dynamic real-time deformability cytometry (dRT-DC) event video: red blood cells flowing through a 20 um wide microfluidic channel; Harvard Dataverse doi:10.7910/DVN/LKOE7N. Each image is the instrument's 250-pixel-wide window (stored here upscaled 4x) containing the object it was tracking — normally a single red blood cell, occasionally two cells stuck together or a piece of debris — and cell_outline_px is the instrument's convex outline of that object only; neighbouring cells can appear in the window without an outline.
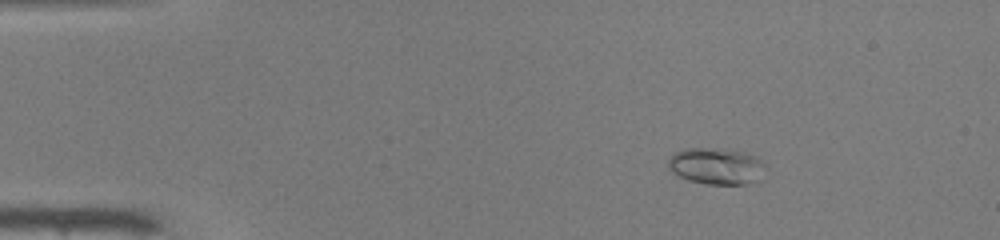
{"species": "common noctule bat (a hibernating species)", "species_latin": "Nyctalus noctula", "temperature_condition": "warm", "stored_images_in_passage": 50, "camera_frame_rate_fps": 3000, "um_per_image_px": 0.085, "animal": {"sex": "male", "body_mass_g": 19.0, "forearm_length_mm": 50.8}, "frame": {"image": 1, "passage_image": 8, "time_ms": 2.333, "image_size_px": [1000, 240], "cell_outline_px": [[768, 168], [752, 180], [744, 184], [708, 184], [688, 180], [672, 172], [668, 168], [668, 160], [676, 152], [688, 148], [708, 148], [744, 152], [760, 160]], "centroid_in_image_um": [60.84, 14.12], "position_along_channel_um": 24.2, "area_um2": 20.11}}
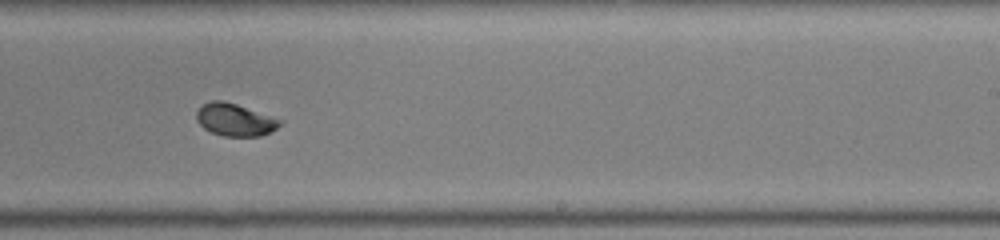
{"frame": {"image": 2, "passage_image": 32, "time_ms": 10.333, "image_size_px": [1000, 240], "cell_outline_px": [[284, 120], [272, 132], [260, 136], [224, 136], [212, 132], [204, 128], [196, 120], [196, 112], [204, 104], [212, 100], [220, 100], [236, 104]], "centroid_in_image_um": [19.99, 10.18], "position_along_channel_um": 269.0, "area_um2": 15.66}}
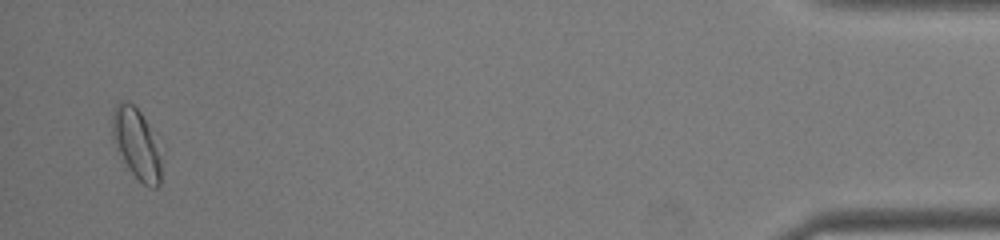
{"frame": {"image": 3, "passage_image": 49, "time_ms": 16.0, "image_size_px": [1000, 240], "cell_outline_px": [[160, 184], [156, 188], [152, 188], [144, 184], [128, 168], [112, 136], [112, 116], [116, 104], [120, 100], [128, 100], [140, 112], [148, 124], [160, 160]], "centroid_in_image_um": [11.57, 12.18], "position_along_channel_um": 423.6, "area_um2": 19.25}, "authors_computed_cell_mechanics": {"area_um2": 16.2996, "velocity_mm_per_s": 4.075, "shape_relaxation_time_tau1_ms": 7.0575, "shape_relaxation_time_tau2_ms": 1.1918, "deformation_change_tau1": 0.1722, "deformation_change_tau2": 0.0428}}